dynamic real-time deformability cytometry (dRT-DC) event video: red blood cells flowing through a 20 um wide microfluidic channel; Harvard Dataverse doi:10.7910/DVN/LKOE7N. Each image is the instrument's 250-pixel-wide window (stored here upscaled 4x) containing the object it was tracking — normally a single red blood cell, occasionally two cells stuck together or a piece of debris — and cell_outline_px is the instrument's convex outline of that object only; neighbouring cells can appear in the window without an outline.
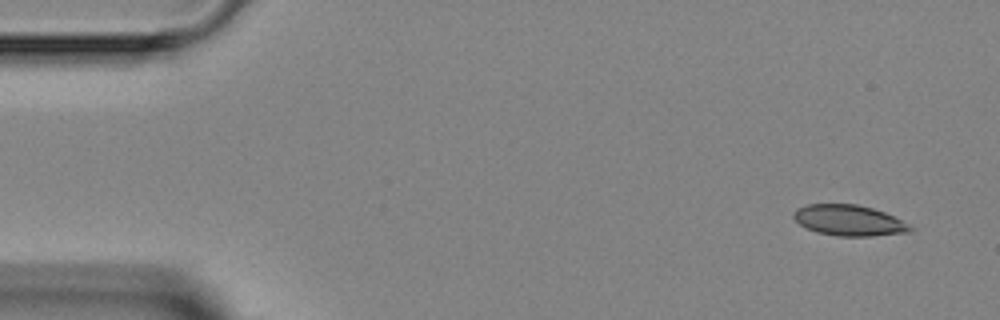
{"species": "Egyptian fruit bat (a non-hibernating species)", "species_latin": "Rousettus aegyptiacus", "temperature_condition": "room temperature", "stored_images_in_passage": 3, "camera_frame_rate_fps": 3000, "um_per_image_px": 0.085, "animal": {"sex": "female"}, "frame": {"image": 1, "passage_image": 1, "time_ms": 0.0, "image_size_px": [1000, 320], "cell_outline_px": [[916, 228], [912, 232], [872, 236], [836, 236], [816, 232], [800, 224], [792, 216], [792, 212], [796, 208], [808, 204], [856, 204], [872, 208], [884, 212]], "centroid_in_image_um": [72.16, 18.74], "position_along_channel_um": 12.8, "area_um2": 20.98}}
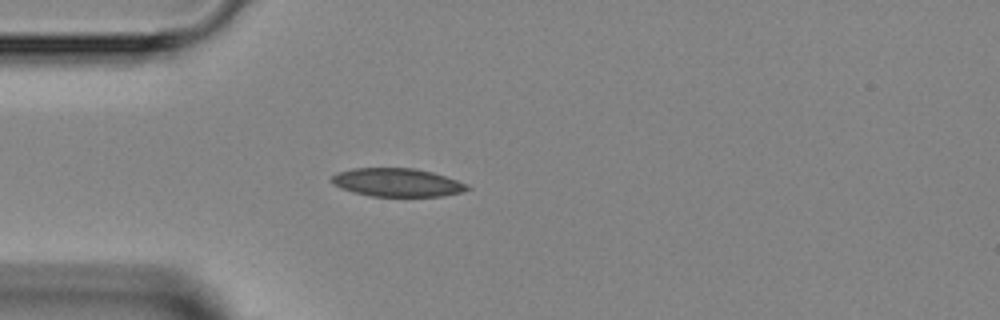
{"frame": {"image": 2, "passage_image": 3, "time_ms": 3.333, "image_size_px": [1000, 320], "cell_outline_px": [[472, 188], [460, 192], [444, 196], [372, 196], [352, 192], [340, 188], [332, 184], [332, 176], [340, 172], [352, 168], [412, 168], [432, 172], [468, 184]], "centroid_in_image_um": [33.75, 15.51], "position_along_channel_um": 51.2, "area_um2": 22.25}}